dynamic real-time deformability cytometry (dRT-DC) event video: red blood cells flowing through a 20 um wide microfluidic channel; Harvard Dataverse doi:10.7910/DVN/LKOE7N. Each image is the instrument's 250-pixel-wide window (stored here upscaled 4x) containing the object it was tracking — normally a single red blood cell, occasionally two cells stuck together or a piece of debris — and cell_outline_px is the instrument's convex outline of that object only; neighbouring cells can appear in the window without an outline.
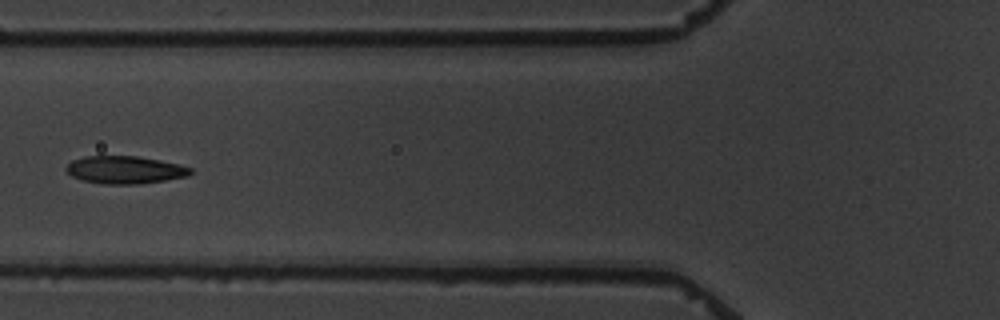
{"species": "common noctule bat (a hibernating species)", "species_latin": "Nyctalus noctula", "temperature_condition": "warm", "stored_images_in_passage": 6, "camera_frame_rate_fps": 3000, "um_per_image_px": 0.085, "animal": {"sex": "male", "body_mass_g": 19.5, "forearm_length_mm": 54.6}, "frame": {"image": 1, "passage_image": 6, "time_ms": 6.0, "image_size_px": [1000, 320], "cell_outline_px": [[192, 172], [188, 176], [140, 184], [104, 184], [84, 180], [72, 176], [64, 168], [72, 160], [84, 156], [136, 156], [160, 160], [180, 164], [192, 168]], "centroid_in_image_um": [10.63, 14.43], "position_along_channel_um": 115.2, "area_um2": 20.0}}